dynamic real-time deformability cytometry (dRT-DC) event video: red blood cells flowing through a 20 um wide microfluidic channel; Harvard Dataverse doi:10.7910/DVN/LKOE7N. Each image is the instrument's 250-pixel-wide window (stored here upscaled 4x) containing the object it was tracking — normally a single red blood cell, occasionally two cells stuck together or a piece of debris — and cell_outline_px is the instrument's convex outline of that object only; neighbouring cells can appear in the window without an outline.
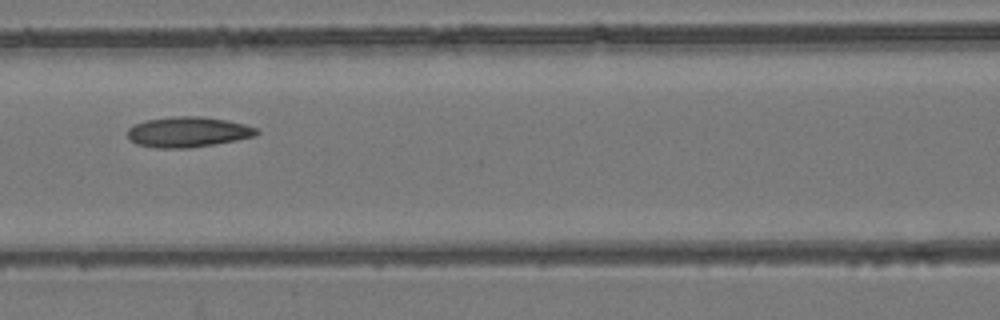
{"species": "common noctule bat (a hibernating species)", "species_latin": "Nyctalus noctula", "temperature_condition": "room temperature", "stored_images_in_passage": 5, "camera_frame_rate_fps": 3000, "um_per_image_px": 0.085, "animal": {"sex": "female", "body_mass_g": 24.6, "forearm_length_mm": 56.2}, "frame": {"image": 1, "passage_image": 5, "time_ms": 4.667, "image_size_px": [1000, 320], "cell_outline_px": [[260, 132], [256, 136], [236, 140], [188, 148], [156, 148], [136, 144], [128, 140], [128, 128], [144, 120], [172, 116], [200, 116], [228, 120], [244, 124], [256, 128]], "centroid_in_image_um": [15.95, 11.21], "position_along_channel_um": 150.6, "area_um2": 22.95}}